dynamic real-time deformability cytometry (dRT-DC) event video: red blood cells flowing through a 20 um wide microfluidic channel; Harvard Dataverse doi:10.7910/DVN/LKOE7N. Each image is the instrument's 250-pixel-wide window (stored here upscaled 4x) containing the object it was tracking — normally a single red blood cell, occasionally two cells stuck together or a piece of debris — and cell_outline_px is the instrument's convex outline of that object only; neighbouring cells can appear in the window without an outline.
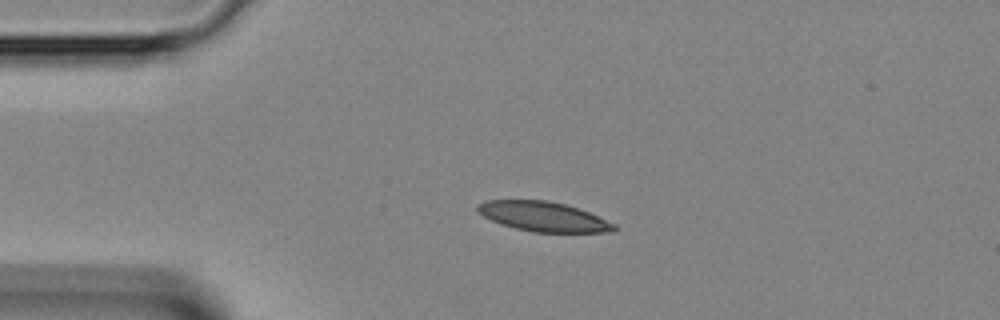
{"species": "Egyptian fruit bat (a non-hibernating species)", "species_latin": "Rousettus aegyptiacus", "temperature_condition": "room temperature", "stored_images_in_passage": 3, "segment_of_instrument_passage": [1, 2], "camera_frame_rate_fps": 3000, "um_per_image_px": 0.085, "animal": {"sex": "female"}, "frame": {"image": 1, "passage_image": 2, "time_ms": 0.333, "image_size_px": [1000, 320], "cell_outline_px": [[616, 232], [532, 232], [500, 224], [484, 216], [476, 208], [476, 204], [488, 200], [548, 200], [564, 204], [588, 212], [616, 224]], "centroid_in_image_um": [46.19, 18.41], "position_along_channel_um": 38.8, "area_um2": 23.47}}